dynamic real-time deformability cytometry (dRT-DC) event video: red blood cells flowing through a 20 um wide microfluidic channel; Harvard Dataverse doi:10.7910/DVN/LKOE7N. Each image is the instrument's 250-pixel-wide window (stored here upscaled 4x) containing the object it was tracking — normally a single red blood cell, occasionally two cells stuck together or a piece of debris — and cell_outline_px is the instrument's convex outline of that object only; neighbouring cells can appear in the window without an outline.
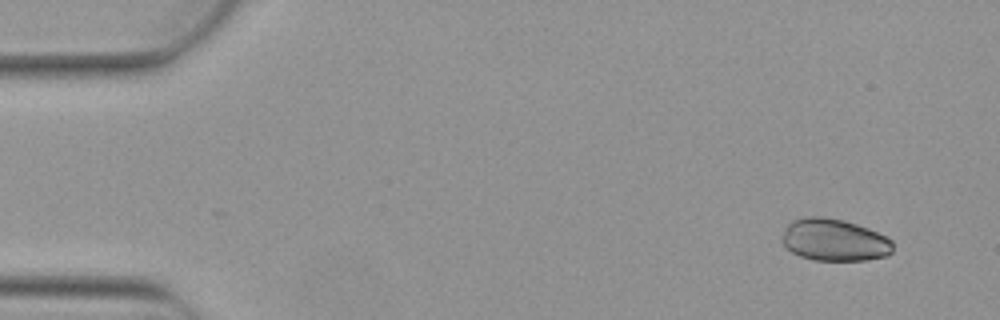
{"species": "Egyptian fruit bat (a non-hibernating species)", "species_latin": "Rousettus aegyptiacus", "temperature_condition": "warm", "stored_images_in_passage": 4, "camera_frame_rate_fps": 3000, "um_per_image_px": 0.085, "animal": {"sex": "female"}, "frame": {"image": 1, "passage_image": 1, "time_ms": 0.0, "image_size_px": [1000, 320], "cell_outline_px": [[892, 252], [888, 256], [864, 260], [812, 260], [800, 256], [792, 252], [780, 240], [780, 236], [784, 228], [792, 220], [808, 216], [820, 216], [844, 220], [868, 228], [892, 240]], "centroid_in_image_um": [70.88, 20.39], "position_along_channel_um": 14.1, "area_um2": 27.34}}
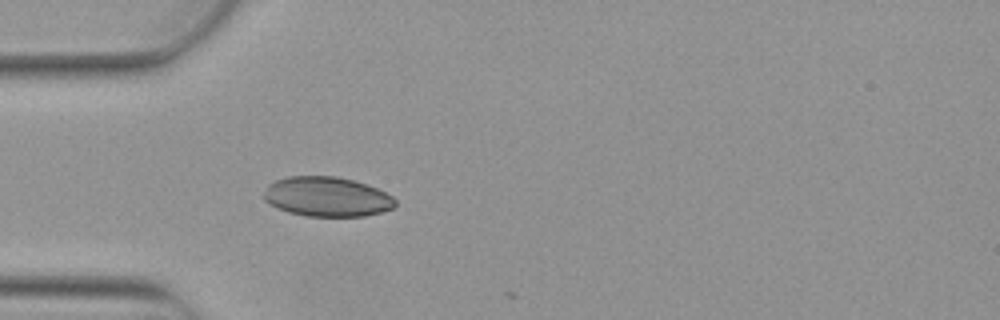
{"frame": {"image": 2, "passage_image": 4, "time_ms": 1.0, "image_size_px": [1000, 320], "cell_outline_px": [[396, 204], [392, 208], [380, 212], [364, 216], [308, 216], [288, 212], [268, 204], [264, 200], [264, 192], [268, 184], [276, 180], [288, 176], [336, 176], [352, 180], [376, 188], [392, 196], [396, 200]], "centroid_in_image_um": [27.76, 16.72], "position_along_channel_um": 57.2, "area_um2": 30.29}}